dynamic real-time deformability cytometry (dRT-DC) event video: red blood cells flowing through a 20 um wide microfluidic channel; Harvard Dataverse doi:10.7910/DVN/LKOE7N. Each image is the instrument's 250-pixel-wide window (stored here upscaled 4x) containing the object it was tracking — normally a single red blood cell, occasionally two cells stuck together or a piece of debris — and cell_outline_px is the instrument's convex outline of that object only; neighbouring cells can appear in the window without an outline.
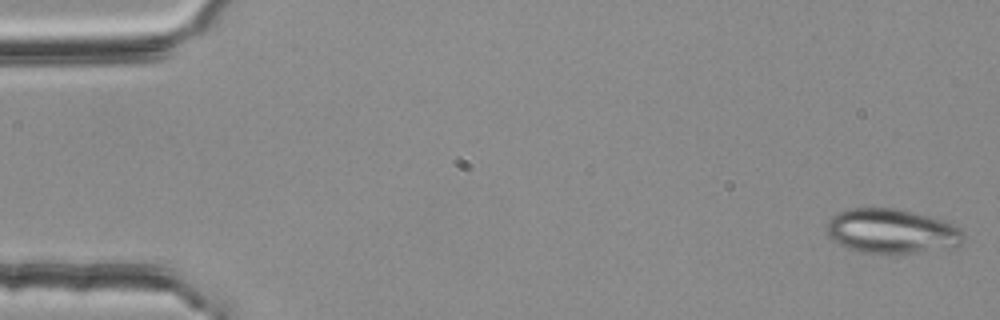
{"species": "common noctule bat (a hibernating species)", "species_latin": "Nyctalus noctula", "temperature_condition": "room temperature", "stored_images_in_passage": 54, "camera_frame_rate_fps": 3000, "um_per_image_px": 0.085, "animal": {"sex": "female", "body_mass_g": 25.1}, "frame": {"image": 1, "passage_image": 1, "time_ms": 0.0, "image_size_px": [1000, 320], "cell_outline_px": [[964, 240], [956, 248], [920, 252], [860, 252], [848, 248], [832, 240], [828, 232], [828, 220], [832, 216], [840, 212], [852, 208], [892, 208], [912, 212], [944, 220], [960, 228], [964, 232]], "centroid_in_image_um": [75.85, 19.65], "position_along_channel_um": 9.1, "area_um2": 35.26}}
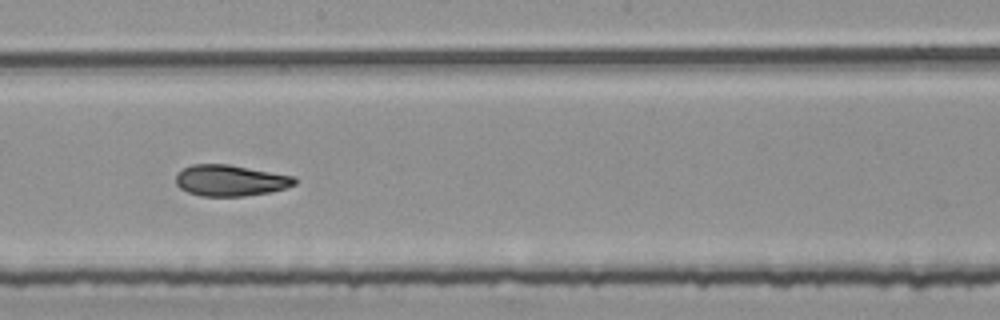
{"frame": {"image": 2, "passage_image": 30, "time_ms": 9.667, "image_size_px": [1000, 320], "cell_outline_px": [[300, 180], [296, 184], [284, 188], [268, 192], [244, 196], [200, 196], [188, 192], [180, 188], [176, 184], [176, 172], [192, 164], [228, 164], [296, 176]], "centroid_in_image_um": [19.59, 15.33], "position_along_channel_um": 228.6, "area_um2": 21.73}}
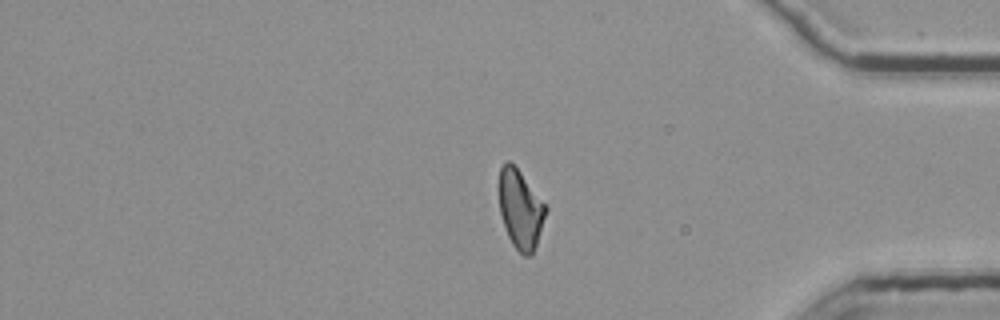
{"frame": {"image": 3, "passage_image": 45, "time_ms": 14.667, "image_size_px": [1000, 320], "cell_outline_px": [[548, 208], [532, 256], [524, 256], [512, 244], [508, 236], [500, 212], [496, 188], [496, 184], [500, 168], [508, 160], [520, 172]], "centroid_in_image_um": [44.19, 17.76], "position_along_channel_um": 391.0, "area_um2": 21.56}, "authors_computed_cell_mechanics": {"area_um2": 22.0796, "velocity_mm_per_s": 3.7657, "shape_relaxation_time_tau1_ms": null, "shape_relaxation_time_tau2_ms": 3.3274, "deformation_change_tau1": null, "deformation_change_tau2": 0.1056}}